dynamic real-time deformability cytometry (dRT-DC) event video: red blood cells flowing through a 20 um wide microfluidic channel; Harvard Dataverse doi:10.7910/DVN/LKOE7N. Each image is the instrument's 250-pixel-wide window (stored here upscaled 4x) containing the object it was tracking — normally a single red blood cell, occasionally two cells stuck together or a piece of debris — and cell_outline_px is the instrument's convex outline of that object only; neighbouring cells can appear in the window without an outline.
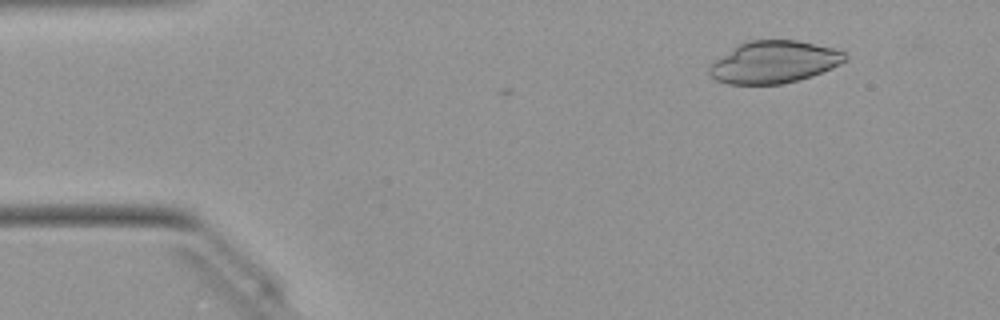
{"species": "Egyptian fruit bat (a non-hibernating species)", "species_latin": "Rousettus aegyptiacus", "temperature_condition": "warm", "stored_images_in_passage": 5, "camera_frame_rate_fps": 3000, "um_per_image_px": 0.085, "animal": {"sex": "female"}, "frame": {"image": 1, "passage_image": 2, "time_ms": 0.333, "image_size_px": [1000, 320], "cell_outline_px": [[848, 60], [832, 68], [812, 76], [780, 84], [728, 84], [716, 80], [708, 72], [708, 68], [716, 60], [740, 44], [752, 40], [796, 40], [832, 48], [844, 52], [848, 56]], "centroid_in_image_um": [65.82, 5.28], "position_along_channel_um": 19.2, "area_um2": 32.95}}